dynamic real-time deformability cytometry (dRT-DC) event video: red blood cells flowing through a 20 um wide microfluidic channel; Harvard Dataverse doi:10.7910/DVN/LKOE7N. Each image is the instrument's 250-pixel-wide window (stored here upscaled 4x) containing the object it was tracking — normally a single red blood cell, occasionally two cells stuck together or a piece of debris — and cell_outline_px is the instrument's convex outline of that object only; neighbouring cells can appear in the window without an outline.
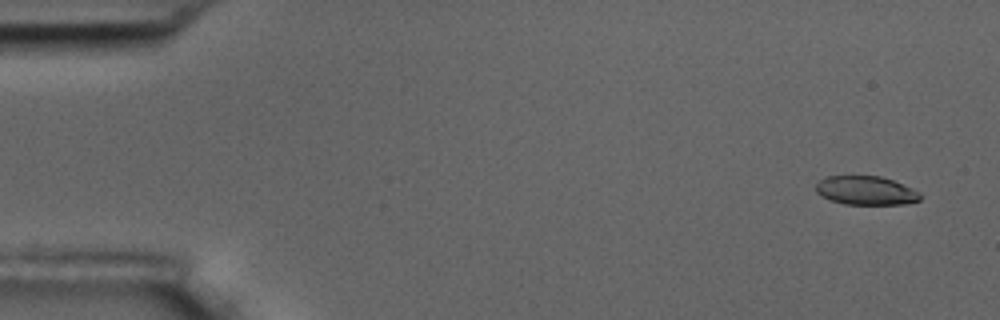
{"species": "common noctule bat (a hibernating species)", "species_latin": "Nyctalus noctula", "temperature_condition": "room temperature", "stored_images_in_passage": 4, "camera_frame_rate_fps": 3000, "um_per_image_px": 0.085, "animal": {"sex": "male", "body_mass_g": 17.5, "forearm_length_mm": 52.3}, "frame": {"image": 1, "passage_image": 1, "time_ms": 0.0, "image_size_px": [1000, 320], "cell_outline_px": [[920, 200], [904, 204], [844, 204], [828, 200], [816, 192], [816, 184], [820, 180], [828, 176], [880, 176], [892, 180], [912, 188], [920, 192]], "centroid_in_image_um": [73.59, 16.2], "position_along_channel_um": 11.4, "area_um2": 17.46}}
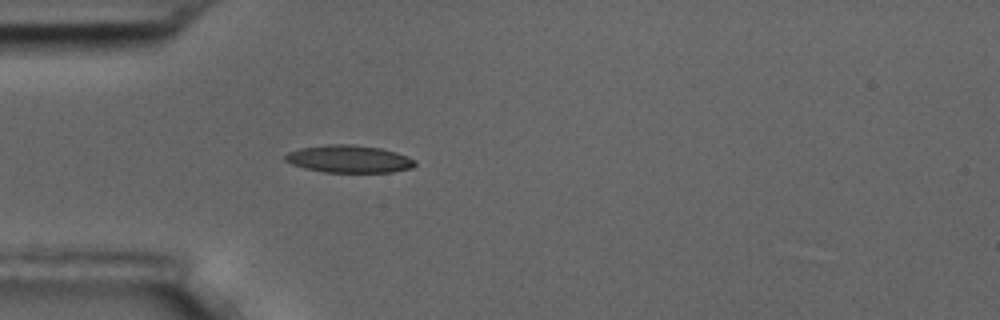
{"frame": {"image": 2, "passage_image": 4, "time_ms": 4.667, "image_size_px": [1000, 320], "cell_outline_px": [[416, 164], [412, 168], [392, 172], [324, 172], [304, 168], [292, 164], [284, 160], [284, 156], [288, 152], [300, 148], [328, 144], [352, 144], [380, 148], [396, 152], [416, 160]], "centroid_in_image_um": [29.66, 13.51], "position_along_channel_um": 55.3, "area_um2": 20.81}}